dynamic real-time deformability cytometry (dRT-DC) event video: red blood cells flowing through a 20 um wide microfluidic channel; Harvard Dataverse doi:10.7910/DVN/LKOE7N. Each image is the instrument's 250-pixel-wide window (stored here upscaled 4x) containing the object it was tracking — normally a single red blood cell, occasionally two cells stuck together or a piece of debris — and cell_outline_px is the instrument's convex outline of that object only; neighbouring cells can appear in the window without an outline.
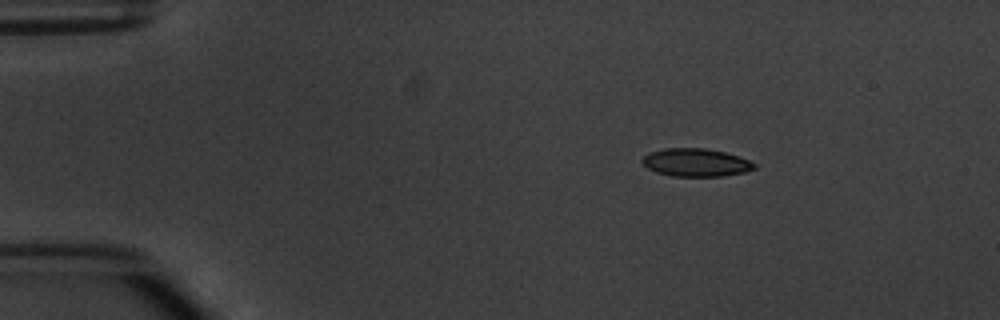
{"species": "common noctule bat (a hibernating species)", "species_latin": "Nyctalus noctula", "temperature_condition": "warm", "stored_images_in_passage": 3, "camera_frame_rate_fps": 3000, "um_per_image_px": 0.085, "animal": {"sex": "male", "body_mass_g": 20.1, "forearm_length_mm": 53.5}, "frame": {"image": 1, "passage_image": 1, "time_ms": 0.0, "image_size_px": [1000, 320], "cell_outline_px": [[756, 168], [744, 172], [724, 176], [672, 176], [656, 172], [648, 168], [640, 160], [648, 152], [664, 148], [704, 148], [724, 152], [748, 160], [756, 164]], "centroid_in_image_um": [59.12, 13.81], "position_along_channel_um": 25.9, "area_um2": 18.21}}